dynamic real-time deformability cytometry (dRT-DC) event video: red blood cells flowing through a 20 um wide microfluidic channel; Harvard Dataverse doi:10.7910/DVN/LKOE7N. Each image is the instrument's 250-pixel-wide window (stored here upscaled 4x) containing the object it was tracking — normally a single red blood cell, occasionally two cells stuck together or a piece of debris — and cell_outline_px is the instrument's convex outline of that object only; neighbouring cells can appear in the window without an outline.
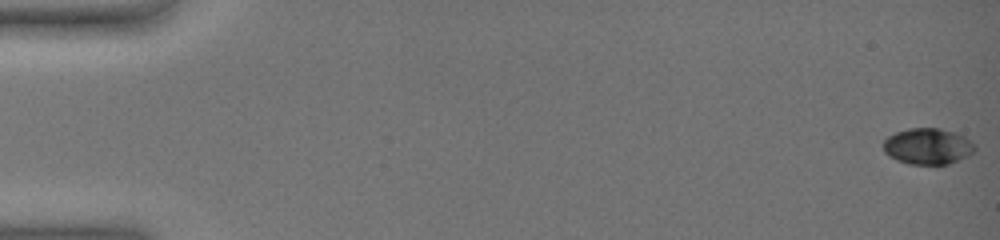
{"species": "common noctule bat (a hibernating species)", "species_latin": "Nyctalus noctula", "temperature_condition": "warm", "stored_images_in_passage": 57, "camera_frame_rate_fps": 3000, "um_per_image_px": 0.085, "animal": {"sex": "female", "body_mass_g": 19.0, "forearm_length_mm": 51.5}, "frame": {"image": 1, "passage_image": 1, "time_ms": 0.0, "image_size_px": [1000, 240], "cell_outline_px": [[976, 148], [968, 156], [948, 164], [908, 164], [896, 160], [888, 156], [884, 152], [884, 140], [888, 136], [896, 132], [908, 128], [940, 128], [964, 136], [976, 144]], "centroid_in_image_um": [78.85, 12.44], "position_along_channel_um": 6.1, "area_um2": 19.31}}
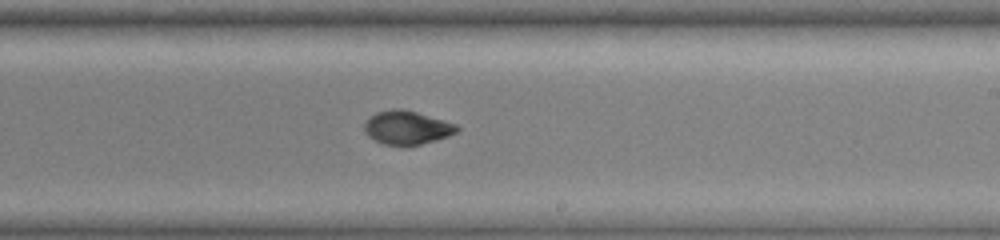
{"frame": {"image": 2, "passage_image": 37, "time_ms": 12.0, "image_size_px": [1000, 240], "cell_outline_px": [[460, 128], [456, 132], [448, 136], [436, 140], [408, 148], [384, 144], [368, 136], [364, 132], [364, 124], [376, 112], [392, 108], [400, 108], [416, 112], [456, 124]], "centroid_in_image_um": [34.58, 10.88], "position_along_channel_um": 254.4, "area_um2": 18.32}}
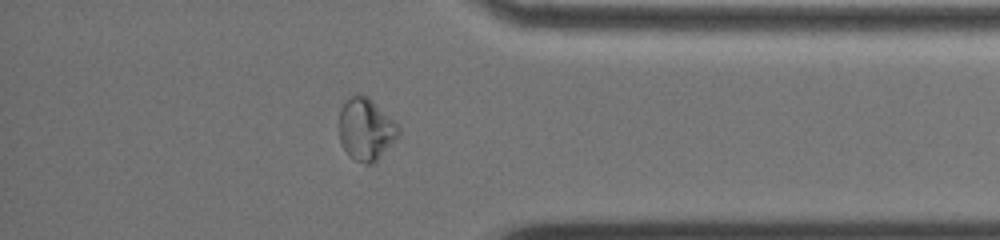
{"frame": {"image": 3, "passage_image": 50, "time_ms": 16.333, "image_size_px": [1000, 240], "cell_outline_px": [[400, 132], [380, 156], [372, 164], [364, 164], [348, 156], [340, 144], [336, 124], [340, 108], [352, 96], [368, 96], [400, 128]], "centroid_in_image_um": [31.01, 11.01], "position_along_channel_um": 404.2, "area_um2": 21.39}, "authors_computed_cell_mechanics": {"area_um2": 19.074, "velocity_mm_per_s": 3.545, "shape_relaxation_time_tau1_ms": 9.8531, "shape_relaxation_time_tau2_ms": 1.9486, "deformation_change_tau1": 0.2737, "deformation_change_tau2": 0.041}}